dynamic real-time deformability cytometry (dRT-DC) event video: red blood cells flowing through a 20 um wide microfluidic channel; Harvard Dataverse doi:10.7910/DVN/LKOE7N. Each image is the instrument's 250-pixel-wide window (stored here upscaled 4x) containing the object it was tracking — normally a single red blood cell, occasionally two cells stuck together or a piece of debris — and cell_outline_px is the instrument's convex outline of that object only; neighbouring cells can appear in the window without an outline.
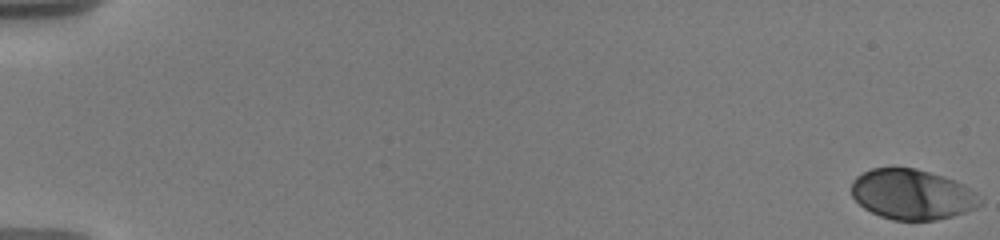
{"species": "human", "species_latin": "Homo sapiens", "temperature_condition": "warm", "stored_images_in_passage": 97, "camera_frame_rate_fps": 3000, "um_per_image_px": 0.085, "donor": {"sex": "male"}, "frame": {"image": 1, "passage_image": 1, "time_ms": 0.0, "image_size_px": [1000, 240], "cell_outline_px": [[984, 200], [976, 208], [952, 216], [936, 220], [892, 220], [880, 216], [864, 208], [852, 196], [852, 180], [856, 176], [872, 168], [892, 164], [916, 168], [944, 176], [964, 184], [976, 192]], "centroid_in_image_um": [77.53, 16.48], "position_along_channel_um": 7.5, "area_um2": 38.38}}
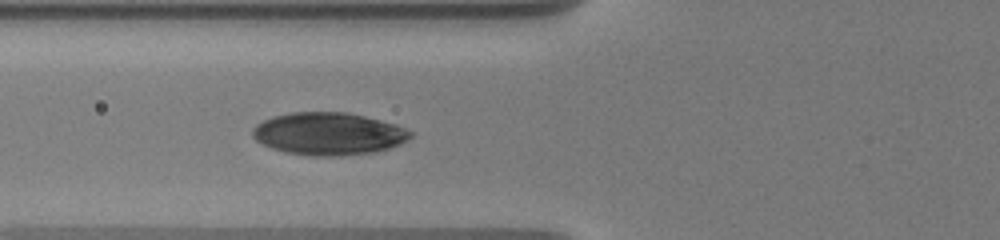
{"frame": {"image": 2, "passage_image": 46, "time_ms": 7.667, "image_size_px": [1000, 240], "cell_outline_px": [[412, 136], [408, 140], [400, 144], [388, 148], [372, 152], [340, 156], [308, 156], [284, 152], [272, 148], [256, 140], [252, 136], [252, 128], [256, 124], [272, 116], [292, 112], [348, 112], [396, 124], [412, 132]], "centroid_in_image_um": [27.9, 11.37], "position_along_channel_um": 97.9, "area_um2": 39.19}}
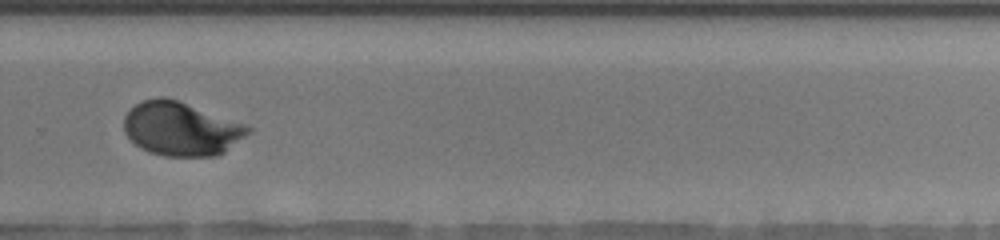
{"frame": {"image": 3, "passage_image": 74, "time_ms": 13.667, "image_size_px": [1000, 240], "cell_outline_px": [[252, 132], [224, 152], [216, 156], [164, 156], [148, 152], [140, 148], [124, 132], [124, 116], [136, 104], [144, 100], [156, 96], [164, 96], [180, 100], [244, 124], [252, 128]], "centroid_in_image_um": [15.4, 10.94], "position_along_channel_um": 314.4, "area_um2": 39.02}, "authors_computed_cell_mechanics": {"area_um2": 38.2058, "velocity_mm_per_s": 3.6138, "shape_relaxation_time_tau1_ms": 4.4958, "shape_relaxation_time_tau2_ms": null, "deformation_change_tau1": 0.1688, "deformation_change_tau2": null}}